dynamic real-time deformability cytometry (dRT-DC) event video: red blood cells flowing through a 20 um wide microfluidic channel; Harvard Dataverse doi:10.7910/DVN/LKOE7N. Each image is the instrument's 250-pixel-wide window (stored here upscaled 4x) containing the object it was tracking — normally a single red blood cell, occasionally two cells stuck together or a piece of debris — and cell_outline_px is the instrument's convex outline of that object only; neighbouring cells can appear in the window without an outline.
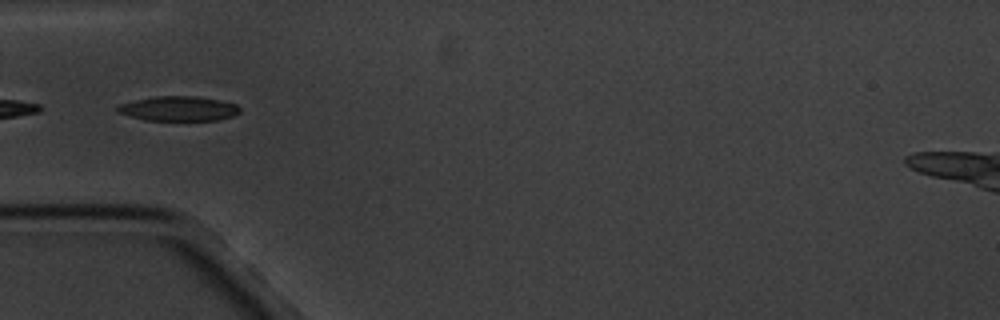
{"species": "common noctule bat (a hibernating species)", "species_latin": "Nyctalus noctula", "temperature_condition": "cold", "stored_images_in_passage": 6, "camera_frame_rate_fps": 3000, "um_per_image_px": 0.085, "animal": {"sex": "male", "body_mass_g": 20.1, "forearm_length_mm": 53.5}, "frame": {"image": 1, "passage_image": 6, "time_ms": 5.667, "image_size_px": [1000, 320], "cell_outline_px": [[240, 112], [232, 116], [220, 120], [144, 120], [116, 112], [116, 104], [156, 96], [196, 96], [220, 100], [236, 104], [240, 108]], "centroid_in_image_um": [15.16, 9.23], "position_along_channel_um": 69.8, "area_um2": 17.69}}